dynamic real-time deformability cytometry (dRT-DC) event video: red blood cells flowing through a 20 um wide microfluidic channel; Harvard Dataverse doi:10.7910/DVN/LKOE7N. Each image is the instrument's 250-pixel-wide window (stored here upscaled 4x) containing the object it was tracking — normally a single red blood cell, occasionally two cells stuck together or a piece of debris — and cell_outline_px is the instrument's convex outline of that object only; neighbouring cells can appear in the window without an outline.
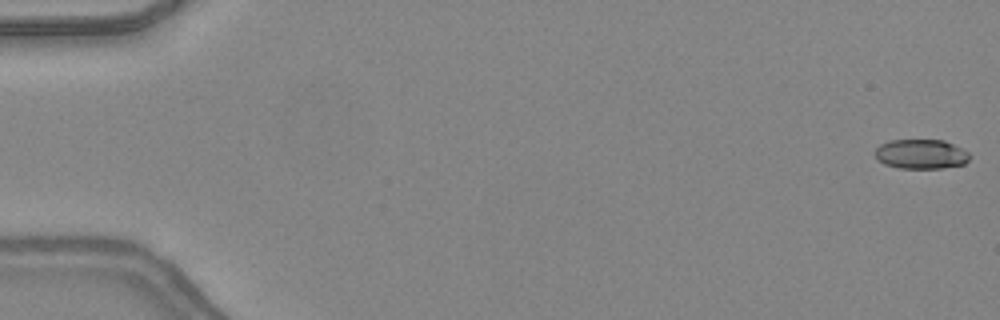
{"species": "common noctule bat (a hibernating species)", "species_latin": "Nyctalus noctula", "temperature_condition": "warm", "stored_images_in_passage": 48, "camera_frame_rate_fps": 3000, "um_per_image_px": 0.085, "animal": {"sex": "female", "body_mass_g": 24.6, "forearm_length_mm": 56.2}, "frame": {"image": 1, "passage_image": 1, "time_ms": 0.0, "image_size_px": [1000, 320], "cell_outline_px": [[968, 160], [964, 164], [944, 168], [900, 168], [884, 164], [872, 152], [880, 144], [888, 140], [944, 140], [968, 152]], "centroid_in_image_um": [78.25, 13.09], "position_along_channel_um": 6.8, "area_um2": 16.24}}
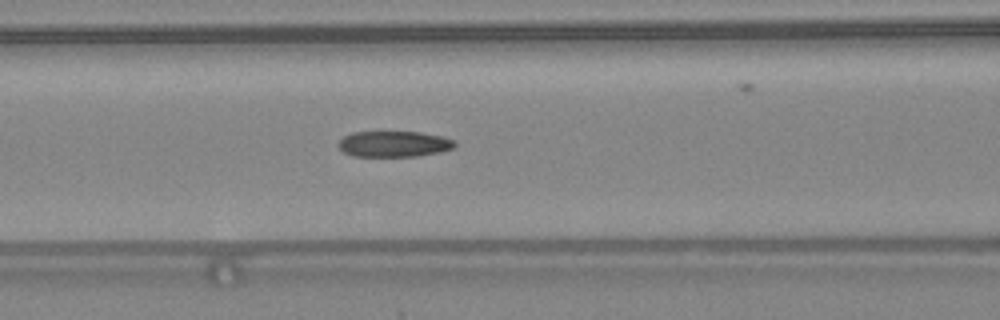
{"frame": {"image": 2, "passage_image": 21, "time_ms": 6.667, "image_size_px": [1000, 320], "cell_outline_px": [[456, 144], [452, 148], [440, 152], [416, 156], [352, 156], [344, 152], [336, 144], [344, 136], [352, 132], [420, 132], [444, 136], [456, 140]], "centroid_in_image_um": [33.5, 12.23], "position_along_channel_um": 133.1, "area_um2": 17.63}}
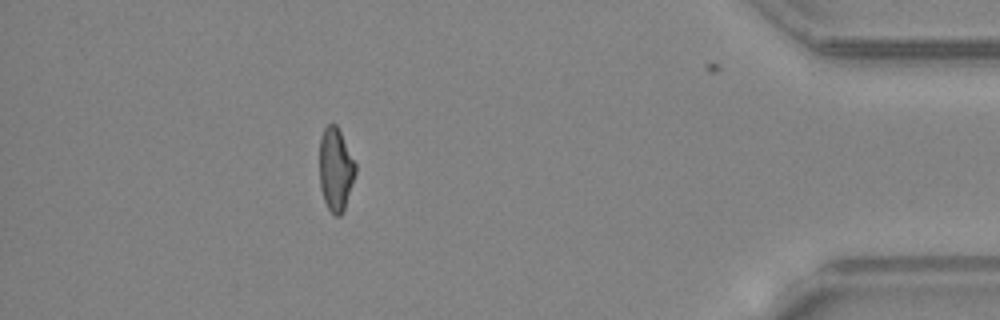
{"frame": {"image": 3, "passage_image": 43, "time_ms": 14.0, "image_size_px": [1000, 320], "cell_outline_px": [[356, 172], [344, 212], [340, 216], [336, 216], [328, 208], [324, 200], [320, 188], [320, 136], [324, 128], [328, 124], [336, 124], [356, 164]], "centroid_in_image_um": [28.53, 14.42], "position_along_channel_um": 406.7, "area_um2": 17.4}, "authors_computed_cell_mechanics": {"area_um2": 18.0336, "velocity_mm_per_s": 4.3927, "shape_relaxation_time_tau1_ms": null, "shape_relaxation_time_tau2_ms": 2.9551, "deformation_change_tau1": null, "deformation_change_tau2": 0.1158}}